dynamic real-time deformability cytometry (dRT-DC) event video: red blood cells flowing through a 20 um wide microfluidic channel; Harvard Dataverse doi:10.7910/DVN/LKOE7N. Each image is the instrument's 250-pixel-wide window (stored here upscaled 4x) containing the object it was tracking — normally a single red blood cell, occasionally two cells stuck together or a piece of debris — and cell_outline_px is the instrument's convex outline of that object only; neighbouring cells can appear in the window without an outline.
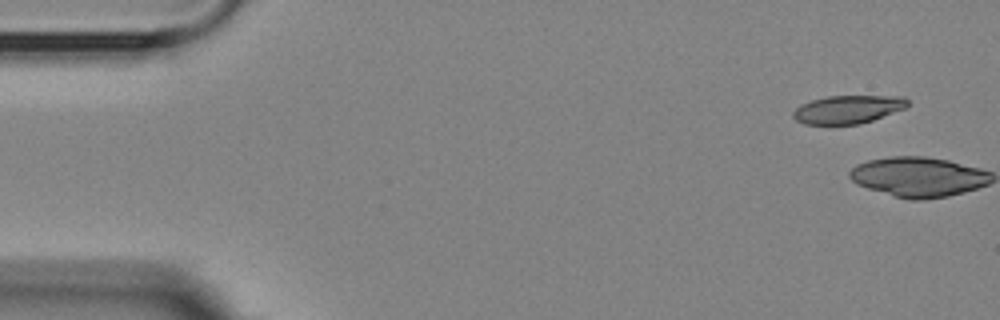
{"species": "Egyptian fruit bat (a non-hibernating species)", "species_latin": "Rousettus aegyptiacus", "temperature_condition": "room temperature", "stored_images_in_passage": 6, "camera_frame_rate_fps": 3000, "um_per_image_px": 0.085, "animal": {"sex": "female"}, "frame": {"image": 1, "passage_image": 1, "time_ms": 0.0, "image_size_px": [1000, 320], "cell_outline_px": [[908, 104], [904, 108], [872, 120], [856, 124], [804, 124], [796, 120], [792, 116], [792, 112], [800, 104], [812, 100], [828, 96], [904, 96], [908, 100]], "centroid_in_image_um": [72.03, 9.29], "position_along_channel_um": 13.0, "area_um2": 18.61}}